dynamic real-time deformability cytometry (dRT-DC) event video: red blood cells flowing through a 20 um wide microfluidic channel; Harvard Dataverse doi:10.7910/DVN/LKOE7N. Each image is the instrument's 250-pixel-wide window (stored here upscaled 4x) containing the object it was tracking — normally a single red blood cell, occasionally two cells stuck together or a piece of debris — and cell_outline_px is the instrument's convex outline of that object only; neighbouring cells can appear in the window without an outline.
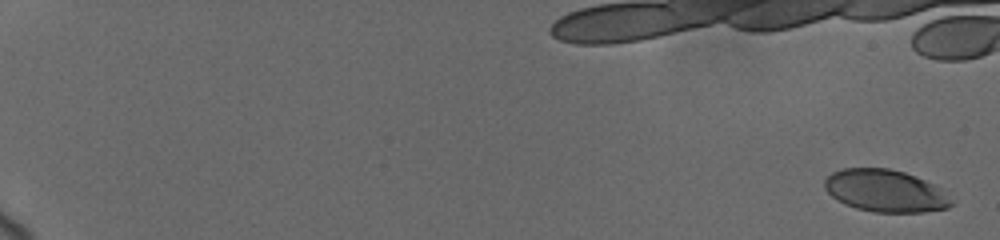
{"species": "human", "species_latin": "Homo sapiens", "temperature_condition": "cold", "stored_images_in_passage": 18, "camera_frame_rate_fps": 3000, "um_per_image_px": 0.085, "donor": {"sex": "female"}, "frame": {"image": 1, "passage_image": 1, "time_ms": 0.0, "image_size_px": [1000, 240], "cell_outline_px": [[952, 204], [948, 208], [924, 212], [872, 212], [856, 208], [844, 204], [832, 196], [824, 188], [824, 180], [832, 172], [844, 168], [888, 168], [904, 172], [916, 176], [940, 188], [952, 200]], "centroid_in_image_um": [75.23, 16.22], "position_along_channel_um": 9.8, "area_um2": 31.15}}